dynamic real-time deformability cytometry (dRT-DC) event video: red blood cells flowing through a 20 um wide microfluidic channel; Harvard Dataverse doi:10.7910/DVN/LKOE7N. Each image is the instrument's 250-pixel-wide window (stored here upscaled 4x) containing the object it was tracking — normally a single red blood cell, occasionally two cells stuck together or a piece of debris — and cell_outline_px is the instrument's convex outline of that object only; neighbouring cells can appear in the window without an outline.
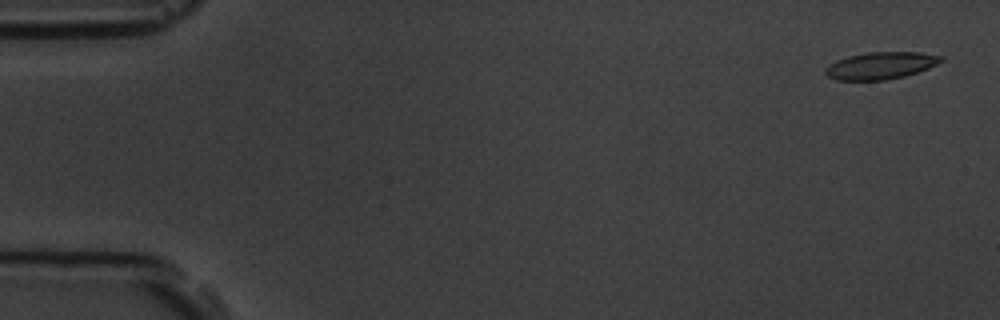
{"species": "common noctule bat (a hibernating species)", "species_latin": "Nyctalus noctula", "temperature_condition": "room temperature", "stored_images_in_passage": 5, "camera_frame_rate_fps": 3000, "um_per_image_px": 0.085, "animal": {"sex": "male", "body_mass_g": 19.5, "forearm_length_mm": 54.6}, "frame": {"image": 1, "passage_image": 1, "time_ms": 0.0, "image_size_px": [1000, 320], "cell_outline_px": [[944, 60], [928, 68], [904, 76], [884, 80], [836, 80], [828, 76], [824, 72], [824, 68], [836, 60], [848, 56], [868, 52], [920, 52], [944, 56]], "centroid_in_image_um": [74.85, 5.57], "position_along_channel_um": 10.2, "area_um2": 18.26}}
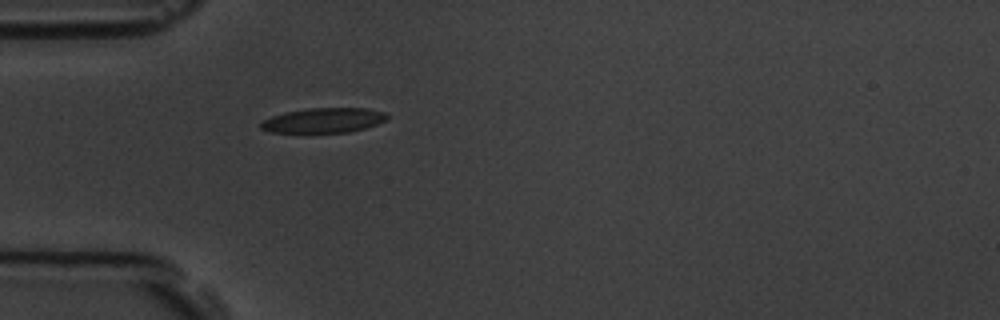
{"frame": {"image": 2, "passage_image": 5, "time_ms": 4.667, "image_size_px": [1000, 320], "cell_outline_px": [[388, 120], [364, 128], [348, 132], [272, 132], [260, 128], [260, 124], [264, 120], [272, 116], [284, 112], [308, 108], [364, 108], [384, 112], [388, 116]], "centroid_in_image_um": [27.51, 10.22], "position_along_channel_um": 57.5, "area_um2": 18.09}}